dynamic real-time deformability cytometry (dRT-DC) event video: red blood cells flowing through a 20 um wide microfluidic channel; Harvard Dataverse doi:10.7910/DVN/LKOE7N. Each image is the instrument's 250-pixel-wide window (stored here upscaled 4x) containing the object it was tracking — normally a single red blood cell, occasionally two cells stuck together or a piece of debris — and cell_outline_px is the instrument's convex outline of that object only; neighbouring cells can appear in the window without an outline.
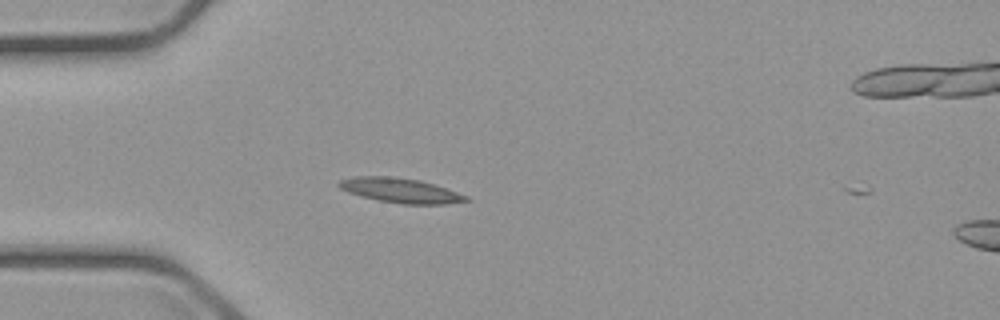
{"species": "common noctule bat (a hibernating species)", "species_latin": "Nyctalus noctula", "temperature_condition": "cold", "stored_images_in_passage": 2, "camera_frame_rate_fps": 3000, "um_per_image_px": 0.085, "animal": {"sex": "male", "body_mass_g": 23.1, "forearm_length_mm": 52.7}, "frame": {"image": 1, "passage_image": 1, "time_ms": 0.0, "image_size_px": [1000, 320], "cell_outline_px": [[472, 200], [444, 204], [400, 204], [376, 200], [360, 196], [348, 192], [340, 188], [336, 184], [340, 180], [352, 176], [392, 176], [420, 180], [468, 196]], "centroid_in_image_um": [33.99, 16.19], "position_along_channel_um": 51.0, "area_um2": 18.32}}